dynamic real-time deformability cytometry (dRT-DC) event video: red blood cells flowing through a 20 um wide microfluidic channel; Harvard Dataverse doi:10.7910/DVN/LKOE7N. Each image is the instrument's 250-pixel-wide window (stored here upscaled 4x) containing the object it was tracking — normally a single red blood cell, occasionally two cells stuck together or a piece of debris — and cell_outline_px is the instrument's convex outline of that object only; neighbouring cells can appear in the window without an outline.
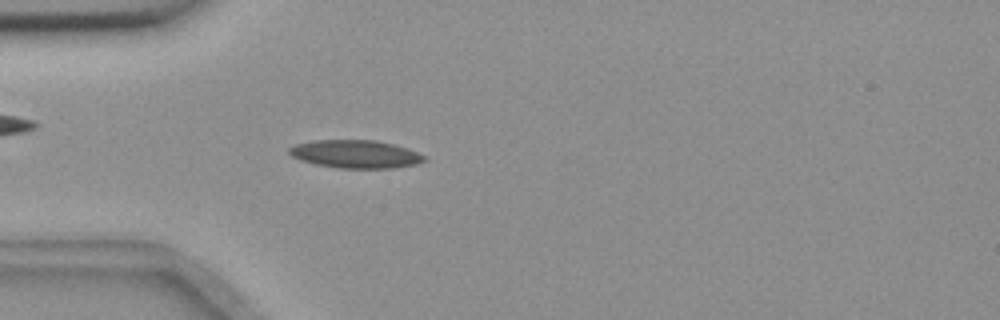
{"species": "common noctule bat (a hibernating species)", "species_latin": "Nyctalus noctula", "temperature_condition": "room temperature", "stored_images_in_passage": 44, "camera_frame_rate_fps": 3000, "um_per_image_px": 0.085, "animal": {"sex": "female", "body_mass_g": 18.4}, "frame": {"image": 1, "passage_image": 5, "time_ms": 1.333, "image_size_px": [1000, 320], "cell_outline_px": [[428, 160], [416, 164], [392, 168], [336, 168], [316, 164], [300, 160], [292, 156], [288, 152], [288, 148], [296, 144], [312, 140], [376, 140], [408, 148], [424, 156]], "centroid_in_image_um": [30.2, 13.1], "position_along_channel_um": 54.8, "area_um2": 22.08}}
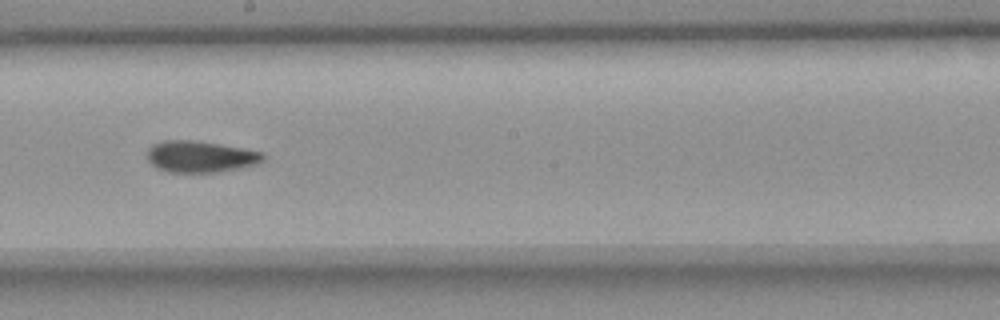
{"frame": {"image": 2, "passage_image": 20, "time_ms": 6.333, "image_size_px": [1000, 320], "cell_outline_px": [[264, 160], [256, 164], [240, 168], [216, 172], [168, 172], [156, 168], [148, 160], [148, 148], [164, 140], [192, 140], [240, 148], [260, 152], [264, 156]], "centroid_in_image_um": [17.0, 13.32], "position_along_channel_um": 231.2, "area_um2": 20.87}}
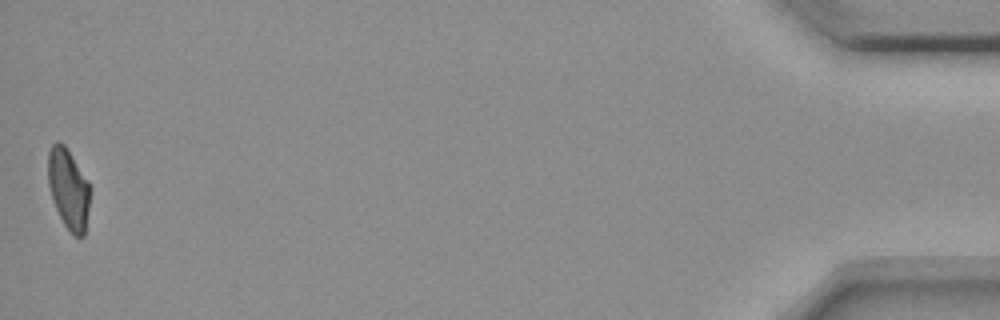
{"frame": {"image": 3, "passage_image": 44, "time_ms": 14.333, "image_size_px": [1000, 320], "cell_outline_px": [[92, 188], [84, 236], [72, 236], [64, 224], [56, 208], [48, 184], [48, 152], [52, 144], [56, 140], [60, 140], [64, 144], [88, 180]], "centroid_in_image_um": [5.84, 16.04], "position_along_channel_um": 429.4, "area_um2": 19.88}, "authors_computed_cell_mechanics": {"area_um2": 20.9525, "velocity_mm_per_s": 3.6649, "shape_relaxation_time_tau1_ms": 10.4874, "shape_relaxation_time_tau2_ms": 4.113, "deformation_change_tau1": 0.1934, "deformation_change_tau2": 0.1037}}